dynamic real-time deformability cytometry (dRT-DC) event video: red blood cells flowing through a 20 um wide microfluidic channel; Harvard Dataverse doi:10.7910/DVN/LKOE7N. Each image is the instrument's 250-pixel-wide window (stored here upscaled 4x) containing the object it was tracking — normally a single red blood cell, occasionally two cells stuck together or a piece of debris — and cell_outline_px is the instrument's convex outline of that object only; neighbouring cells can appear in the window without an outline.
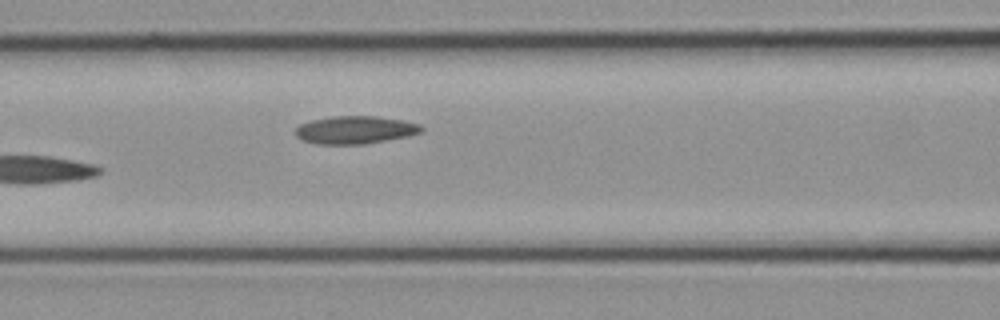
{"species": "common noctule bat (a hibernating species)", "species_latin": "Nyctalus noctula", "temperature_condition": "cold", "stored_images_in_passage": 12, "camera_frame_rate_fps": 3000, "um_per_image_px": 0.085, "animal": {"sex": "female", "body_mass_g": 21.9}, "frame": {"image": 1, "passage_image": 12, "time_ms": 3.667, "image_size_px": [1000, 320], "cell_outline_px": [[424, 132], [408, 136], [364, 144], [316, 144], [300, 140], [292, 132], [300, 124], [308, 120], [332, 116], [376, 116], [400, 120], [420, 124], [424, 128]], "centroid_in_image_um": [30.14, 11.04], "position_along_channel_um": 136.5, "area_um2": 20.69}}